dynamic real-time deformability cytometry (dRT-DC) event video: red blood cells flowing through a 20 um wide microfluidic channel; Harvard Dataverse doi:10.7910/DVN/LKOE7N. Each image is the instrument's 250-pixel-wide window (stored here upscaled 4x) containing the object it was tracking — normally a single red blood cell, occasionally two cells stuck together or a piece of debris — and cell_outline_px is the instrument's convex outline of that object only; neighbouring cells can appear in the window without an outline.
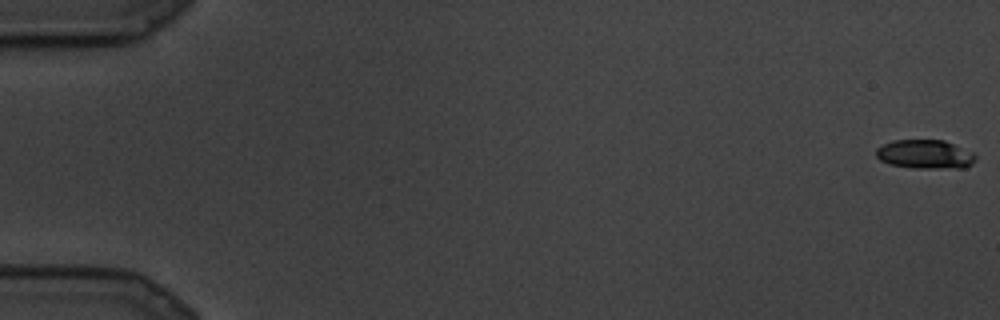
{"species": "common noctule bat (a hibernating species)", "species_latin": "Nyctalus noctula", "temperature_condition": "cold", "stored_images_in_passage": 12, "camera_frame_rate_fps": 3000, "um_per_image_px": 0.085, "animal": {"sex": "male", "body_mass_g": 19.5, "forearm_length_mm": 54.6}, "frame": {"image": 1, "passage_image": 1, "time_ms": 0.0, "image_size_px": [1000, 320], "cell_outline_px": [[976, 160], [972, 164], [964, 168], [912, 168], [888, 164], [880, 160], [876, 156], [876, 148], [892, 140], [944, 140], [972, 152], [976, 156]], "centroid_in_image_um": [78.62, 13.12], "position_along_channel_um": 6.4, "area_um2": 16.88}}
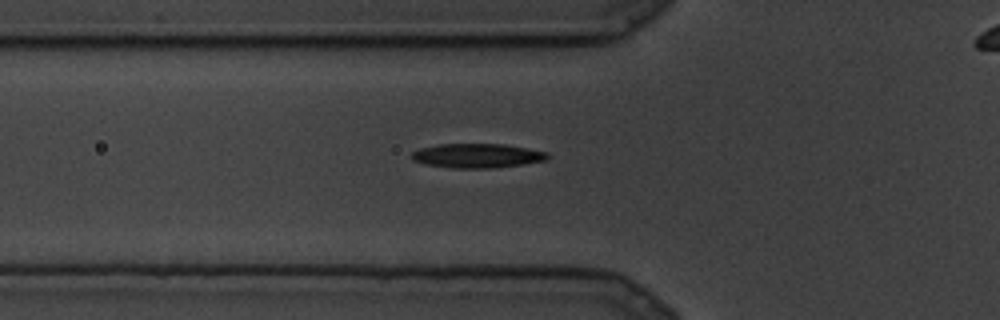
{"frame": {"image": 2, "passage_image": 10, "time_ms": 3.0, "image_size_px": [1000, 320], "cell_outline_px": [[548, 156], [544, 160], [524, 164], [492, 168], [452, 168], [424, 164], [412, 160], [412, 152], [420, 148], [440, 144], [504, 144], [528, 148], [548, 152]], "centroid_in_image_um": [40.54, 13.23], "position_along_channel_um": 85.3, "area_um2": 19.19}}
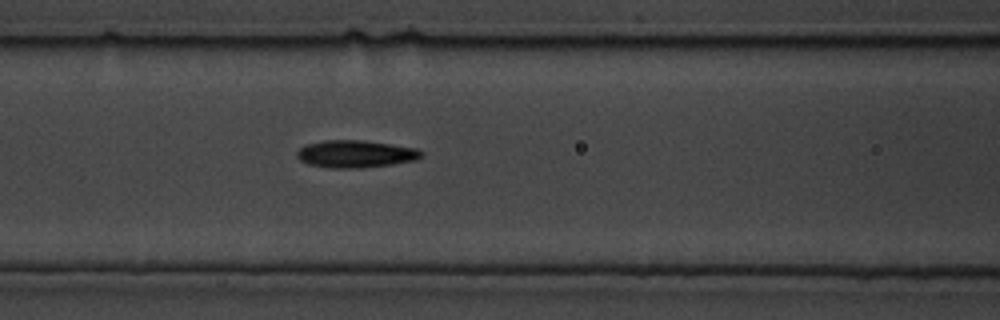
{"frame": {"image": 3, "passage_image": 12, "time_ms": 3.667, "image_size_px": [1000, 320], "cell_outline_px": [[424, 156], [416, 160], [392, 164], [360, 168], [332, 168], [308, 164], [300, 160], [296, 156], [296, 152], [304, 144], [324, 140], [364, 140], [392, 144], [416, 148], [424, 152]], "centroid_in_image_um": [30.23, 13.08], "position_along_channel_um": 136.4, "area_um2": 20.06}}